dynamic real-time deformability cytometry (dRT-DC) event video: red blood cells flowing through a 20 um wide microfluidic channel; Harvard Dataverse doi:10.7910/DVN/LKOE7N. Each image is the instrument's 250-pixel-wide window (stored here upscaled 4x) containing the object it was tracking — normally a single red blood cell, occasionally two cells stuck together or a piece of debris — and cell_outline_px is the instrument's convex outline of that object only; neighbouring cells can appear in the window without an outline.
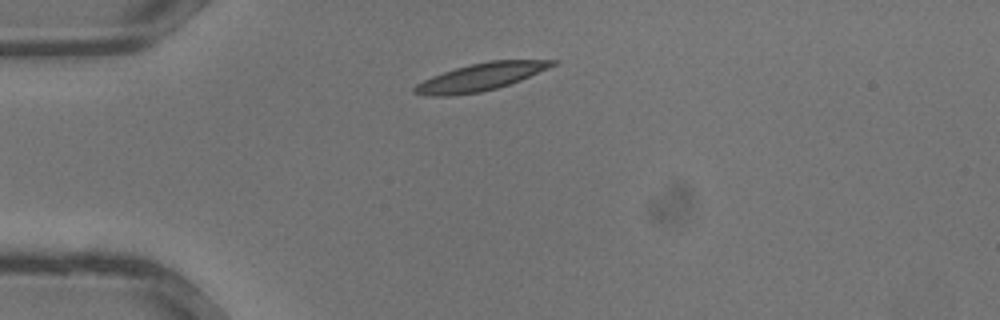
{"species": "common noctule bat (a hibernating species)", "species_latin": "Nyctalus noctula", "temperature_condition": "warm", "stored_images_in_passage": 20, "camera_frame_rate_fps": 3000, "um_per_image_px": 0.085, "animal": {"sex": "male", "body_mass_g": 13.3}, "frame": {"image": 1, "passage_image": 1, "time_ms": 0.0, "image_size_px": [1000, 320], "cell_outline_px": [[560, 60], [556, 64], [548, 68], [520, 80], [496, 88], [480, 92], [448, 96], [428, 96], [412, 92], [412, 88], [416, 84], [432, 76], [456, 68], [488, 60]], "centroid_in_image_um": [40.82, 6.54], "position_along_channel_um": 44.2, "area_um2": 21.79}}
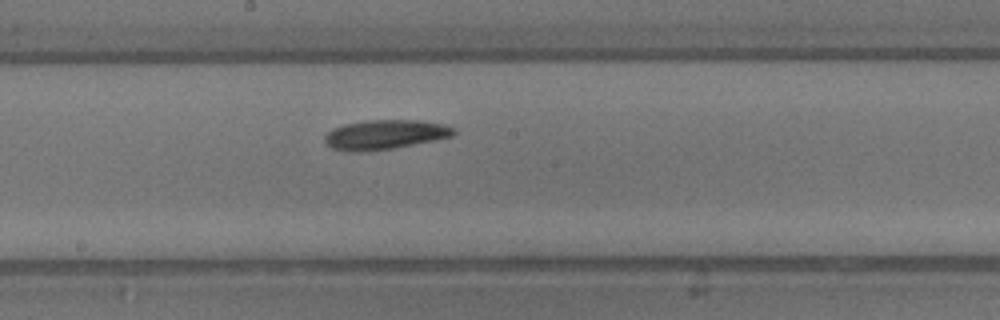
{"frame": {"image": 2, "passage_image": 11, "time_ms": 3.333, "image_size_px": [1000, 320], "cell_outline_px": [[456, 132], [452, 136], [436, 140], [392, 148], [356, 152], [348, 152], [332, 148], [324, 144], [324, 136], [332, 128], [344, 124], [364, 120], [420, 120], [444, 124], [456, 128]], "centroid_in_image_um": [32.7, 11.43], "position_along_channel_um": 215.5, "area_um2": 22.37}}
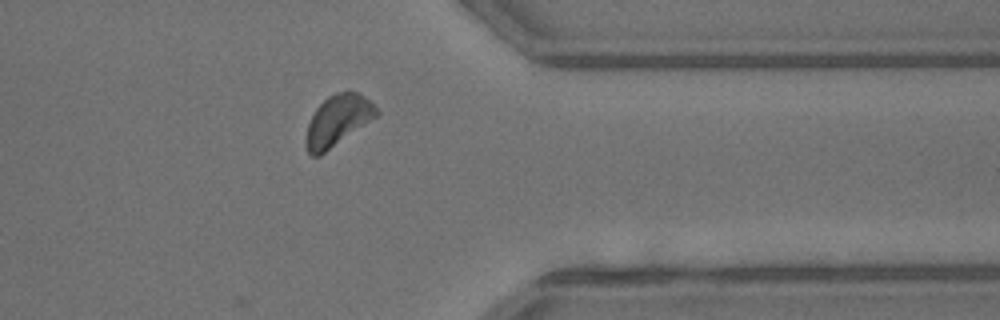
{"frame": {"image": 3, "passage_image": 20, "time_ms": 6.333, "image_size_px": [1000, 320], "cell_outline_px": [[380, 112], [376, 116], [320, 156], [312, 156], [308, 152], [304, 144], [308, 124], [316, 108], [328, 96], [336, 92], [348, 88], [356, 92], [368, 100]], "centroid_in_image_um": [28.67, 10.23], "position_along_channel_um": 382.7, "area_um2": 20.69}}